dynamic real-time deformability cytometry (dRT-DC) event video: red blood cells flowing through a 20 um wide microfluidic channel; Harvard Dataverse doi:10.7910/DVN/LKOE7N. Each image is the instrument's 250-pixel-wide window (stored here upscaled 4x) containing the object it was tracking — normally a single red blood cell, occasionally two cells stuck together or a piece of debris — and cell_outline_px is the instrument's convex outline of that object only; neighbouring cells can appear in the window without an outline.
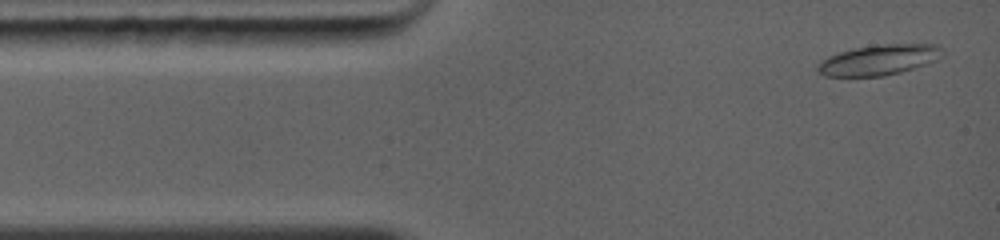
{"species": "common noctule bat (a hibernating species)", "species_latin": "Nyctalus noctula", "temperature_condition": "warm", "stored_images_in_passage": 42, "camera_frame_rate_fps": 5000, "um_per_image_px": 0.085, "animal": {"sex": "female", "body_mass_g": 19.0, "forearm_length_mm": 56.7}, "frame": {"image": 1, "passage_image": 2, "time_ms": 0.4, "image_size_px": [1000, 240], "cell_outline_px": [[936, 48], [920, 64], [896, 72], [880, 76], [828, 76], [820, 72], [820, 64], [824, 60], [840, 52], [856, 48], [888, 44], [932, 44]], "centroid_in_image_um": [74.45, 5.1], "position_along_channel_um": 10.5, "area_um2": 19.65}}
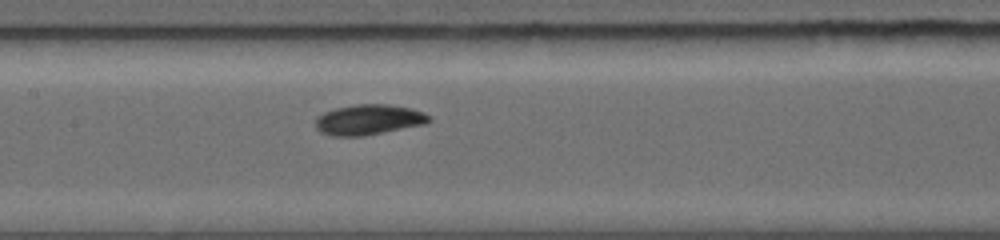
{"frame": {"image": 2, "passage_image": 19, "time_ms": 5.6, "image_size_px": [1000, 240], "cell_outline_px": [[428, 120], [424, 124], [364, 136], [332, 136], [320, 132], [316, 128], [316, 120], [324, 112], [336, 108], [352, 104], [388, 104], [408, 108], [420, 112], [428, 116]], "centroid_in_image_um": [31.26, 10.18], "position_along_channel_um": 176.1, "area_um2": 19.71}}
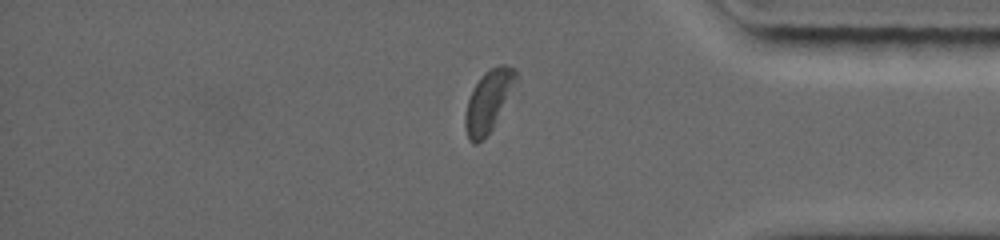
{"frame": {"image": 3, "passage_image": 35, "time_ms": 11.0, "image_size_px": [1000, 240], "cell_outline_px": [[516, 76], [492, 128], [476, 144], [472, 144], [468, 140], [464, 124], [464, 116], [468, 100], [476, 84], [484, 72], [488, 68], [500, 64], [504, 64], [512, 68], [516, 72]], "centroid_in_image_um": [41.43, 8.59], "position_along_channel_um": 393.8, "area_um2": 17.11}, "authors_computed_cell_mechanics": {"area_um2": 18.9006, "velocity_mm_per_s": 4.3358, "shape_relaxation_time_tau1_ms": 1.6393, "shape_relaxation_time_tau2_ms": 2.9321, "deformation_change_tau1": 0.1016, "deformation_change_tau2": 0.0785}}